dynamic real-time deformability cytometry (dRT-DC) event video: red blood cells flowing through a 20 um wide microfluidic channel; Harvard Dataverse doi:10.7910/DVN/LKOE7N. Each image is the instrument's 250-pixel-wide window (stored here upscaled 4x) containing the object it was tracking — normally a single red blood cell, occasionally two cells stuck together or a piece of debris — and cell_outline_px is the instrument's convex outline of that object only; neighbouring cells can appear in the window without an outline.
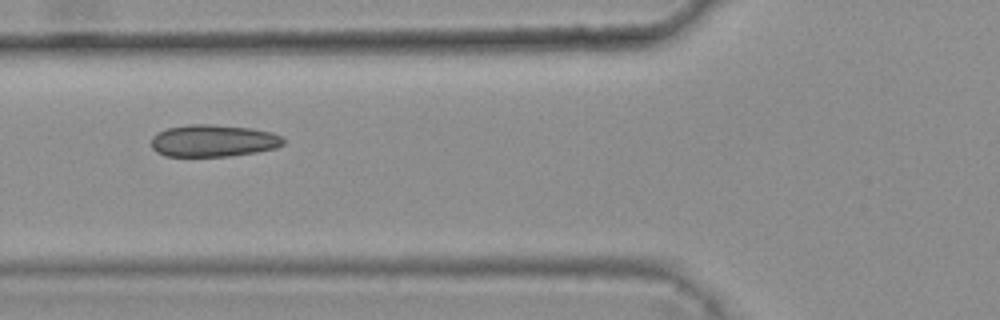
{"species": "common noctule bat (a hibernating species)", "species_latin": "Nyctalus noctula", "temperature_condition": "warm", "stored_images_in_passage": 9, "camera_frame_rate_fps": 3000, "um_per_image_px": 0.085, "animal": {"sex": "female", "body_mass_g": 25.1}, "frame": {"image": 1, "passage_image": 4, "time_ms": 1.0, "image_size_px": [1000, 320], "cell_outline_px": [[284, 144], [276, 148], [256, 152], [228, 156], [164, 156], [156, 152], [152, 148], [152, 136], [156, 132], [168, 128], [188, 124], [212, 124], [252, 128], [272, 132], [280, 136], [284, 140]], "centroid_in_image_um": [18.11, 11.96], "position_along_channel_um": 107.7, "area_um2": 24.85}}
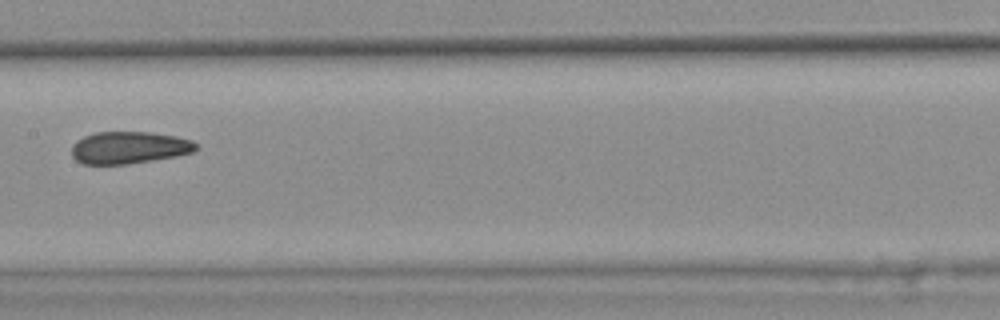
{"frame": {"image": 2, "passage_image": 6, "time_ms": 1.667, "image_size_px": [1000, 320], "cell_outline_px": [[196, 148], [192, 152], [176, 156], [128, 164], [84, 164], [76, 160], [72, 156], [72, 144], [76, 140], [84, 136], [96, 132], [152, 132], [176, 136], [192, 140], [196, 144]], "centroid_in_image_um": [10.94, 12.54], "position_along_channel_um": 196.5, "area_um2": 23.29}}